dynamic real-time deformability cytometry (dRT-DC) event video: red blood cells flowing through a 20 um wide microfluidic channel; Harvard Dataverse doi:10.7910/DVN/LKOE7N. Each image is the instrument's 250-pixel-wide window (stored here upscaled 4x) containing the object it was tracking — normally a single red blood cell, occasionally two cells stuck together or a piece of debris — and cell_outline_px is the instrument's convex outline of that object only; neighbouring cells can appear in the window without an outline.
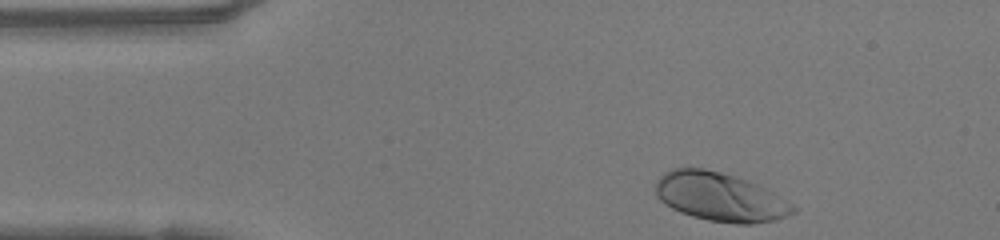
{"species": "human", "species_latin": "Homo sapiens", "temperature_condition": "warm", "stored_images_in_passage": 33, "camera_frame_rate_fps": 3000, "um_per_image_px": 0.085, "donor": {"sex": "female"}, "frame": {"image": 1, "passage_image": 1, "time_ms": 0.0, "image_size_px": [1000, 240], "cell_outline_px": [[796, 212], [776, 220], [752, 224], [736, 224], [708, 220], [692, 216], [680, 212], [664, 204], [656, 196], [656, 184], [660, 176], [664, 172], [672, 168], [704, 168], [720, 172], [756, 184], [772, 192], [792, 204], [796, 208]], "centroid_in_image_um": [61.18, 16.75], "position_along_channel_um": 23.8, "area_um2": 38.73}}
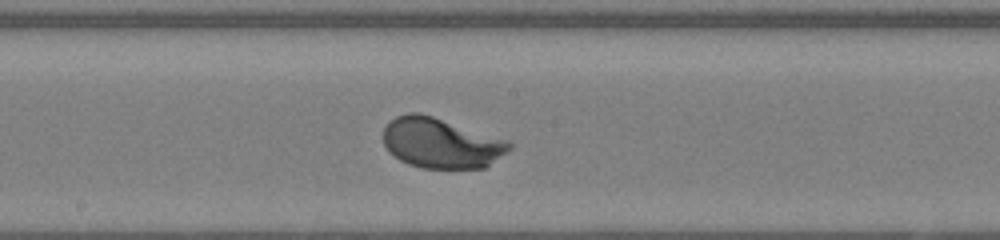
{"frame": {"image": 2, "passage_image": 19, "time_ms": 6.0, "image_size_px": [1000, 240], "cell_outline_px": [[512, 148], [484, 168], [420, 168], [408, 164], [400, 160], [388, 152], [384, 144], [384, 128], [396, 116], [408, 112], [420, 112], [508, 140], [512, 144]], "centroid_in_image_um": [37.47, 12.16], "position_along_channel_um": 210.7, "area_um2": 36.82}}
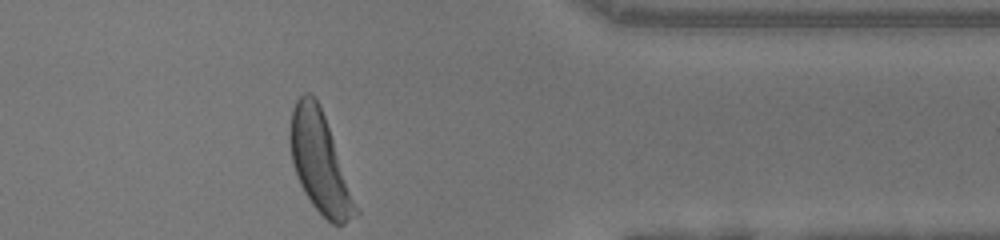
{"frame": {"image": 3, "passage_image": 33, "time_ms": 10.667, "image_size_px": [1000, 240], "cell_outline_px": [[360, 212], [344, 224], [332, 224], [312, 204], [304, 192], [296, 176], [292, 160], [288, 140], [288, 132], [292, 108], [296, 100], [304, 92], [308, 92], [320, 104], [360, 208]], "centroid_in_image_um": [27.19, 13.81], "position_along_channel_um": 384.2, "area_um2": 38.55}, "authors_computed_cell_mechanics": {"area_um2": 36.8764, "velocity_mm_per_s": 4.139, "shape_relaxation_time_tau1_ms": 1.8326, "shape_relaxation_time_tau2_ms": null, "deformation_change_tau1": 0.155, "deformation_change_tau2": null}}